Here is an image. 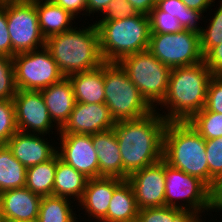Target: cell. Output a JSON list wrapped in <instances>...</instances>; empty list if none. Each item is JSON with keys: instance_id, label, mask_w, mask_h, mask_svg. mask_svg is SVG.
I'll return each instance as SVG.
<instances>
[{"instance_id": "6da1fadb", "label": "cell", "mask_w": 222, "mask_h": 222, "mask_svg": "<svg viewBox=\"0 0 222 222\" xmlns=\"http://www.w3.org/2000/svg\"><path fill=\"white\" fill-rule=\"evenodd\" d=\"M167 123L156 110L139 119L115 123L113 128L122 158L123 180L163 159Z\"/></svg>"}, {"instance_id": "7a4b0ae2", "label": "cell", "mask_w": 222, "mask_h": 222, "mask_svg": "<svg viewBox=\"0 0 222 222\" xmlns=\"http://www.w3.org/2000/svg\"><path fill=\"white\" fill-rule=\"evenodd\" d=\"M212 76L211 70L204 61L190 66L172 68L168 90L160 104L161 109L157 107L155 110L167 122H187L205 107Z\"/></svg>"}, {"instance_id": "3957f363", "label": "cell", "mask_w": 222, "mask_h": 222, "mask_svg": "<svg viewBox=\"0 0 222 222\" xmlns=\"http://www.w3.org/2000/svg\"><path fill=\"white\" fill-rule=\"evenodd\" d=\"M74 27L46 39L45 47L64 77L99 68L103 63L97 26Z\"/></svg>"}, {"instance_id": "277c9868", "label": "cell", "mask_w": 222, "mask_h": 222, "mask_svg": "<svg viewBox=\"0 0 222 222\" xmlns=\"http://www.w3.org/2000/svg\"><path fill=\"white\" fill-rule=\"evenodd\" d=\"M163 160L195 176L209 187L205 139L188 122H168L163 136Z\"/></svg>"}, {"instance_id": "5b68a950", "label": "cell", "mask_w": 222, "mask_h": 222, "mask_svg": "<svg viewBox=\"0 0 222 222\" xmlns=\"http://www.w3.org/2000/svg\"><path fill=\"white\" fill-rule=\"evenodd\" d=\"M99 32L100 53L104 62H119L125 56L148 50L150 17H133L94 22Z\"/></svg>"}, {"instance_id": "8992f818", "label": "cell", "mask_w": 222, "mask_h": 222, "mask_svg": "<svg viewBox=\"0 0 222 222\" xmlns=\"http://www.w3.org/2000/svg\"><path fill=\"white\" fill-rule=\"evenodd\" d=\"M104 103L115 122L147 116L154 109L118 62H104Z\"/></svg>"}, {"instance_id": "52a82bcc", "label": "cell", "mask_w": 222, "mask_h": 222, "mask_svg": "<svg viewBox=\"0 0 222 222\" xmlns=\"http://www.w3.org/2000/svg\"><path fill=\"white\" fill-rule=\"evenodd\" d=\"M118 63L155 110L166 96L171 68L160 62L149 50L125 56Z\"/></svg>"}, {"instance_id": "ba28073f", "label": "cell", "mask_w": 222, "mask_h": 222, "mask_svg": "<svg viewBox=\"0 0 222 222\" xmlns=\"http://www.w3.org/2000/svg\"><path fill=\"white\" fill-rule=\"evenodd\" d=\"M165 184V206L186 210L205 222L201 215L209 211L210 188L203 181L165 162Z\"/></svg>"}, {"instance_id": "9c48e42d", "label": "cell", "mask_w": 222, "mask_h": 222, "mask_svg": "<svg viewBox=\"0 0 222 222\" xmlns=\"http://www.w3.org/2000/svg\"><path fill=\"white\" fill-rule=\"evenodd\" d=\"M13 63L18 90L41 91L64 78L45 46L15 54Z\"/></svg>"}, {"instance_id": "30bf717a", "label": "cell", "mask_w": 222, "mask_h": 222, "mask_svg": "<svg viewBox=\"0 0 222 222\" xmlns=\"http://www.w3.org/2000/svg\"><path fill=\"white\" fill-rule=\"evenodd\" d=\"M148 50L171 69L204 61L200 34L186 29L171 34H150Z\"/></svg>"}, {"instance_id": "8fae6325", "label": "cell", "mask_w": 222, "mask_h": 222, "mask_svg": "<svg viewBox=\"0 0 222 222\" xmlns=\"http://www.w3.org/2000/svg\"><path fill=\"white\" fill-rule=\"evenodd\" d=\"M8 31L12 44V57L17 53L33 51L45 46L41 33L35 0L6 4Z\"/></svg>"}, {"instance_id": "7c38bea8", "label": "cell", "mask_w": 222, "mask_h": 222, "mask_svg": "<svg viewBox=\"0 0 222 222\" xmlns=\"http://www.w3.org/2000/svg\"><path fill=\"white\" fill-rule=\"evenodd\" d=\"M18 131L26 133L53 134L54 127L58 136L59 128L51 120L41 91L17 90L12 99ZM50 131L52 133H50ZM50 133V134H49Z\"/></svg>"}, {"instance_id": "4fadbf2b", "label": "cell", "mask_w": 222, "mask_h": 222, "mask_svg": "<svg viewBox=\"0 0 222 222\" xmlns=\"http://www.w3.org/2000/svg\"><path fill=\"white\" fill-rule=\"evenodd\" d=\"M55 142L60 159L83 173L89 179L99 177V162L97 151L93 146L92 135L59 134Z\"/></svg>"}, {"instance_id": "5bb4252c", "label": "cell", "mask_w": 222, "mask_h": 222, "mask_svg": "<svg viewBox=\"0 0 222 222\" xmlns=\"http://www.w3.org/2000/svg\"><path fill=\"white\" fill-rule=\"evenodd\" d=\"M132 185L138 209L165 206V161L136 171L127 178Z\"/></svg>"}, {"instance_id": "9a60e30c", "label": "cell", "mask_w": 222, "mask_h": 222, "mask_svg": "<svg viewBox=\"0 0 222 222\" xmlns=\"http://www.w3.org/2000/svg\"><path fill=\"white\" fill-rule=\"evenodd\" d=\"M115 123L105 103L76 102L68 120L59 129V134L93 135L112 129Z\"/></svg>"}, {"instance_id": "2e32d148", "label": "cell", "mask_w": 222, "mask_h": 222, "mask_svg": "<svg viewBox=\"0 0 222 222\" xmlns=\"http://www.w3.org/2000/svg\"><path fill=\"white\" fill-rule=\"evenodd\" d=\"M44 134L17 131L7 142L13 156L26 168L47 162L57 154V144Z\"/></svg>"}, {"instance_id": "e0dca14e", "label": "cell", "mask_w": 222, "mask_h": 222, "mask_svg": "<svg viewBox=\"0 0 222 222\" xmlns=\"http://www.w3.org/2000/svg\"><path fill=\"white\" fill-rule=\"evenodd\" d=\"M124 180L115 177H97L88 179L82 199L75 205L85 212L89 222H101L107 215V210L114 190ZM82 208V209H81ZM91 218V219H90ZM91 221H90V220Z\"/></svg>"}, {"instance_id": "ac0fdd59", "label": "cell", "mask_w": 222, "mask_h": 222, "mask_svg": "<svg viewBox=\"0 0 222 222\" xmlns=\"http://www.w3.org/2000/svg\"><path fill=\"white\" fill-rule=\"evenodd\" d=\"M41 198L26 186L1 192L0 199L4 222L37 221Z\"/></svg>"}, {"instance_id": "d6986e66", "label": "cell", "mask_w": 222, "mask_h": 222, "mask_svg": "<svg viewBox=\"0 0 222 222\" xmlns=\"http://www.w3.org/2000/svg\"><path fill=\"white\" fill-rule=\"evenodd\" d=\"M41 94L51 120L60 129L76 103L72 82L64 77L60 82L41 90Z\"/></svg>"}, {"instance_id": "ffe728a7", "label": "cell", "mask_w": 222, "mask_h": 222, "mask_svg": "<svg viewBox=\"0 0 222 222\" xmlns=\"http://www.w3.org/2000/svg\"><path fill=\"white\" fill-rule=\"evenodd\" d=\"M97 151L99 177H115L123 180V166L114 128L92 135Z\"/></svg>"}, {"instance_id": "44dd1931", "label": "cell", "mask_w": 222, "mask_h": 222, "mask_svg": "<svg viewBox=\"0 0 222 222\" xmlns=\"http://www.w3.org/2000/svg\"><path fill=\"white\" fill-rule=\"evenodd\" d=\"M35 8L37 10L39 27L45 39L75 27L76 17L59 5H56L52 0H35Z\"/></svg>"}, {"instance_id": "7402d4cb", "label": "cell", "mask_w": 222, "mask_h": 222, "mask_svg": "<svg viewBox=\"0 0 222 222\" xmlns=\"http://www.w3.org/2000/svg\"><path fill=\"white\" fill-rule=\"evenodd\" d=\"M75 100L79 103H104V63L91 71L70 75Z\"/></svg>"}, {"instance_id": "603a6c76", "label": "cell", "mask_w": 222, "mask_h": 222, "mask_svg": "<svg viewBox=\"0 0 222 222\" xmlns=\"http://www.w3.org/2000/svg\"><path fill=\"white\" fill-rule=\"evenodd\" d=\"M88 179L83 173L78 172L61 160L57 154L56 173L53 185L54 196L66 197L73 201L78 200L75 202L76 204L83 197Z\"/></svg>"}, {"instance_id": "cb8c5ba5", "label": "cell", "mask_w": 222, "mask_h": 222, "mask_svg": "<svg viewBox=\"0 0 222 222\" xmlns=\"http://www.w3.org/2000/svg\"><path fill=\"white\" fill-rule=\"evenodd\" d=\"M138 211L132 185L124 180L114 190L107 215L101 222H135Z\"/></svg>"}, {"instance_id": "d4e9b609", "label": "cell", "mask_w": 222, "mask_h": 222, "mask_svg": "<svg viewBox=\"0 0 222 222\" xmlns=\"http://www.w3.org/2000/svg\"><path fill=\"white\" fill-rule=\"evenodd\" d=\"M72 203L74 201L66 197L54 195L42 197L37 222H78L82 216L75 214L76 208Z\"/></svg>"}, {"instance_id": "484cf974", "label": "cell", "mask_w": 222, "mask_h": 222, "mask_svg": "<svg viewBox=\"0 0 222 222\" xmlns=\"http://www.w3.org/2000/svg\"><path fill=\"white\" fill-rule=\"evenodd\" d=\"M27 168L12 154L7 145L0 146V193L25 187Z\"/></svg>"}, {"instance_id": "4316f807", "label": "cell", "mask_w": 222, "mask_h": 222, "mask_svg": "<svg viewBox=\"0 0 222 222\" xmlns=\"http://www.w3.org/2000/svg\"><path fill=\"white\" fill-rule=\"evenodd\" d=\"M56 164L57 154L47 162L27 168L25 186L41 197L53 195Z\"/></svg>"}, {"instance_id": "83f0119b", "label": "cell", "mask_w": 222, "mask_h": 222, "mask_svg": "<svg viewBox=\"0 0 222 222\" xmlns=\"http://www.w3.org/2000/svg\"><path fill=\"white\" fill-rule=\"evenodd\" d=\"M156 6L161 11L176 17L183 29L197 34L202 33L203 28L198 24L200 20L206 18L205 16L202 17V15H205L202 12L189 9L181 0H159Z\"/></svg>"}, {"instance_id": "f1b7e54d", "label": "cell", "mask_w": 222, "mask_h": 222, "mask_svg": "<svg viewBox=\"0 0 222 222\" xmlns=\"http://www.w3.org/2000/svg\"><path fill=\"white\" fill-rule=\"evenodd\" d=\"M136 222H199L188 211L169 206L143 208Z\"/></svg>"}, {"instance_id": "f546056e", "label": "cell", "mask_w": 222, "mask_h": 222, "mask_svg": "<svg viewBox=\"0 0 222 222\" xmlns=\"http://www.w3.org/2000/svg\"><path fill=\"white\" fill-rule=\"evenodd\" d=\"M205 140L222 137V114L203 108L187 121Z\"/></svg>"}, {"instance_id": "4dcf8cb0", "label": "cell", "mask_w": 222, "mask_h": 222, "mask_svg": "<svg viewBox=\"0 0 222 222\" xmlns=\"http://www.w3.org/2000/svg\"><path fill=\"white\" fill-rule=\"evenodd\" d=\"M220 6L216 7L214 16H210L209 23L202 29L200 34L201 50L205 56L213 47L222 43V0H219ZM209 25V26H208Z\"/></svg>"}, {"instance_id": "1f68e13d", "label": "cell", "mask_w": 222, "mask_h": 222, "mask_svg": "<svg viewBox=\"0 0 222 222\" xmlns=\"http://www.w3.org/2000/svg\"><path fill=\"white\" fill-rule=\"evenodd\" d=\"M17 90L13 57L0 55V100L13 99Z\"/></svg>"}, {"instance_id": "d6a6232c", "label": "cell", "mask_w": 222, "mask_h": 222, "mask_svg": "<svg viewBox=\"0 0 222 222\" xmlns=\"http://www.w3.org/2000/svg\"><path fill=\"white\" fill-rule=\"evenodd\" d=\"M17 131L13 100H0V146L6 145Z\"/></svg>"}, {"instance_id": "836d02e7", "label": "cell", "mask_w": 222, "mask_h": 222, "mask_svg": "<svg viewBox=\"0 0 222 222\" xmlns=\"http://www.w3.org/2000/svg\"><path fill=\"white\" fill-rule=\"evenodd\" d=\"M149 17L151 34H171L183 30L180 22L176 17L161 11L157 6L152 9Z\"/></svg>"}, {"instance_id": "e575fe53", "label": "cell", "mask_w": 222, "mask_h": 222, "mask_svg": "<svg viewBox=\"0 0 222 222\" xmlns=\"http://www.w3.org/2000/svg\"><path fill=\"white\" fill-rule=\"evenodd\" d=\"M209 167V188L214 180L222 175V137L205 140Z\"/></svg>"}, {"instance_id": "d590c367", "label": "cell", "mask_w": 222, "mask_h": 222, "mask_svg": "<svg viewBox=\"0 0 222 222\" xmlns=\"http://www.w3.org/2000/svg\"><path fill=\"white\" fill-rule=\"evenodd\" d=\"M139 13L127 0H112L98 21L121 20L138 15Z\"/></svg>"}, {"instance_id": "8d00e7d4", "label": "cell", "mask_w": 222, "mask_h": 222, "mask_svg": "<svg viewBox=\"0 0 222 222\" xmlns=\"http://www.w3.org/2000/svg\"><path fill=\"white\" fill-rule=\"evenodd\" d=\"M206 110L222 114V75H213L208 86Z\"/></svg>"}, {"instance_id": "74e56055", "label": "cell", "mask_w": 222, "mask_h": 222, "mask_svg": "<svg viewBox=\"0 0 222 222\" xmlns=\"http://www.w3.org/2000/svg\"><path fill=\"white\" fill-rule=\"evenodd\" d=\"M0 55L12 57V44L8 31L6 5L0 6Z\"/></svg>"}, {"instance_id": "f35d334b", "label": "cell", "mask_w": 222, "mask_h": 222, "mask_svg": "<svg viewBox=\"0 0 222 222\" xmlns=\"http://www.w3.org/2000/svg\"><path fill=\"white\" fill-rule=\"evenodd\" d=\"M215 210V211H214ZM222 211V175L214 180L209 191V213Z\"/></svg>"}, {"instance_id": "ab89813d", "label": "cell", "mask_w": 222, "mask_h": 222, "mask_svg": "<svg viewBox=\"0 0 222 222\" xmlns=\"http://www.w3.org/2000/svg\"><path fill=\"white\" fill-rule=\"evenodd\" d=\"M204 62L213 75H222V43L213 47L204 56Z\"/></svg>"}, {"instance_id": "60d3db41", "label": "cell", "mask_w": 222, "mask_h": 222, "mask_svg": "<svg viewBox=\"0 0 222 222\" xmlns=\"http://www.w3.org/2000/svg\"><path fill=\"white\" fill-rule=\"evenodd\" d=\"M52 1L56 5H59L66 11L70 12L76 18H79L78 14L82 15V17L87 16V0H52Z\"/></svg>"}, {"instance_id": "b9f144b4", "label": "cell", "mask_w": 222, "mask_h": 222, "mask_svg": "<svg viewBox=\"0 0 222 222\" xmlns=\"http://www.w3.org/2000/svg\"><path fill=\"white\" fill-rule=\"evenodd\" d=\"M138 13L150 15L152 9L156 6V0H127Z\"/></svg>"}, {"instance_id": "7bdbcfd3", "label": "cell", "mask_w": 222, "mask_h": 222, "mask_svg": "<svg viewBox=\"0 0 222 222\" xmlns=\"http://www.w3.org/2000/svg\"><path fill=\"white\" fill-rule=\"evenodd\" d=\"M189 9H195L203 14L211 8L215 7L216 0H181ZM210 7V8H209ZM208 9V10H207Z\"/></svg>"}, {"instance_id": "ee69618b", "label": "cell", "mask_w": 222, "mask_h": 222, "mask_svg": "<svg viewBox=\"0 0 222 222\" xmlns=\"http://www.w3.org/2000/svg\"><path fill=\"white\" fill-rule=\"evenodd\" d=\"M112 0H87V16L94 15V13H98L101 15L106 10L108 4Z\"/></svg>"}, {"instance_id": "f6af8a7d", "label": "cell", "mask_w": 222, "mask_h": 222, "mask_svg": "<svg viewBox=\"0 0 222 222\" xmlns=\"http://www.w3.org/2000/svg\"><path fill=\"white\" fill-rule=\"evenodd\" d=\"M24 1L26 0H0V6L6 5V4L24 2Z\"/></svg>"}, {"instance_id": "bcb514c9", "label": "cell", "mask_w": 222, "mask_h": 222, "mask_svg": "<svg viewBox=\"0 0 222 222\" xmlns=\"http://www.w3.org/2000/svg\"><path fill=\"white\" fill-rule=\"evenodd\" d=\"M0 222H4L3 215H2V209H1V199H0Z\"/></svg>"}]
</instances>
